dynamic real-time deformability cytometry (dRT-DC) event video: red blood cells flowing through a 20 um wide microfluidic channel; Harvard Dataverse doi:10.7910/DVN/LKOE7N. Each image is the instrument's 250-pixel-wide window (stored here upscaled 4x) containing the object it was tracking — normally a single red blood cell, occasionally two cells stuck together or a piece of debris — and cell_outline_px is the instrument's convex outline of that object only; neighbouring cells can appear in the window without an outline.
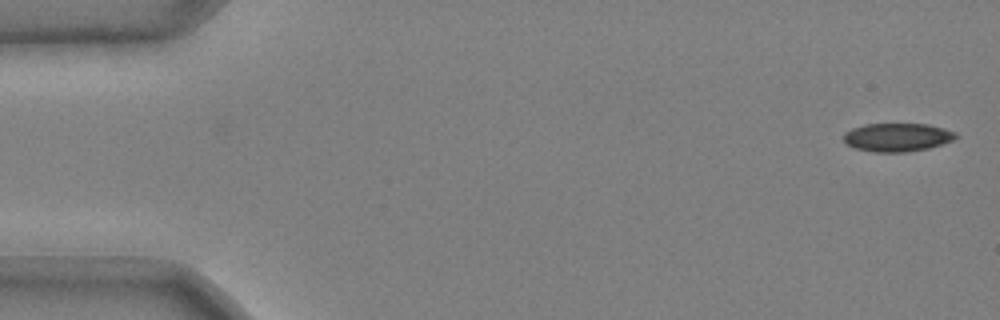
{"species": "common noctule bat (a hibernating species)", "species_latin": "Nyctalus noctula", "temperature_condition": "cold", "stored_images_in_passage": 49, "camera_frame_rate_fps": 3000, "um_per_image_px": 0.085, "animal": {"sex": "male", "body_mass_g": 20.4}, "frame": {"image": 1, "passage_image": 1, "time_ms": 0.0, "image_size_px": [1000, 320], "cell_outline_px": [[960, 136], [952, 140], [928, 148], [904, 152], [872, 152], [856, 148], [848, 144], [844, 140], [844, 132], [852, 128], [864, 124], [928, 124], [944, 128], [956, 132]], "centroid_in_image_um": [76.28, 11.66], "position_along_channel_um": 8.7, "area_um2": 18.5}}
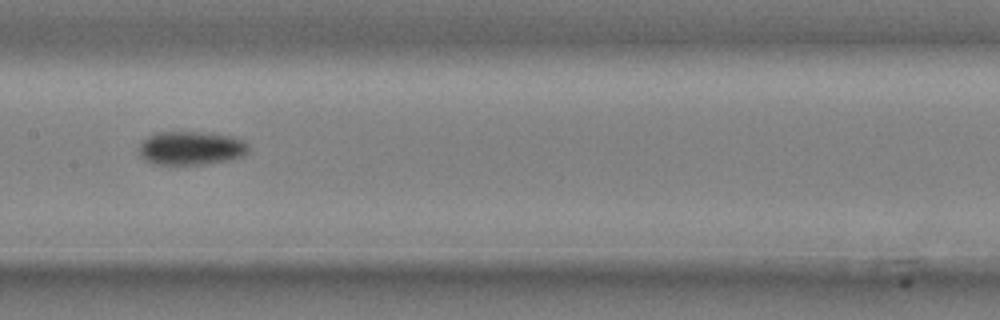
{"frame": {"image": 2, "passage_image": 26, "time_ms": 8.333, "image_size_px": [1000, 320], "cell_outline_px": [[248, 152], [244, 156], [228, 160], [208, 164], [152, 164], [144, 160], [140, 156], [140, 144], [148, 136], [156, 132], [212, 132], [232, 136], [244, 140], [248, 144]], "centroid_in_image_um": [16.27, 12.58], "position_along_channel_um": 191.1, "area_um2": 21.73}}
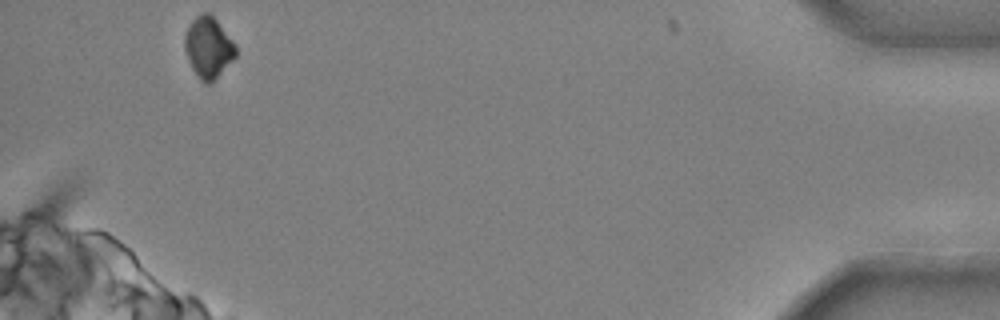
{"frame": {"image": 3, "passage_image": 49, "time_ms": 16.0, "image_size_px": [1000, 320], "cell_outline_px": [[236, 56], [212, 84], [204, 84], [200, 80], [192, 68], [188, 60], [184, 48], [184, 36], [192, 20], [200, 12], [208, 12], [216, 20], [236, 44]], "centroid_in_image_um": [17.71, 4.06], "position_along_channel_um": 417.5, "area_um2": 18.26}}